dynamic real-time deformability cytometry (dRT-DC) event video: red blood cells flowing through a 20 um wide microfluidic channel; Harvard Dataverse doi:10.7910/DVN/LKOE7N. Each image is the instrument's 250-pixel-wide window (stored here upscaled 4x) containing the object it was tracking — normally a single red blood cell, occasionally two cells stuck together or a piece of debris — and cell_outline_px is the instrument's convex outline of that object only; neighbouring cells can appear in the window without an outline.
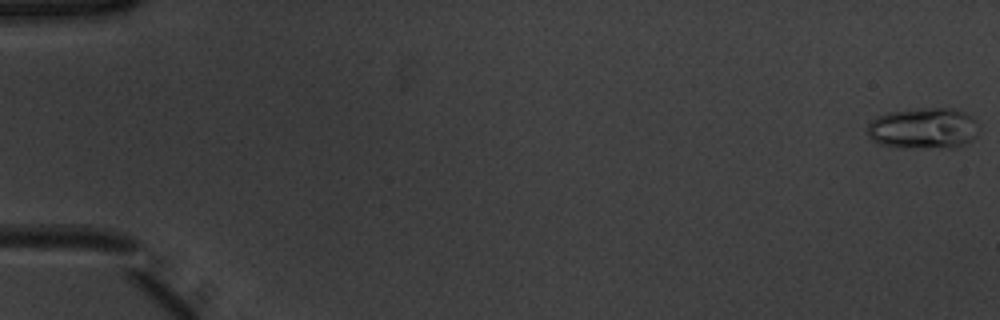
{"species": "common noctule bat (a hibernating species)", "species_latin": "Nyctalus noctula", "temperature_condition": "warm", "stored_images_in_passage": 13, "segment_of_instrument_passage": [1, 2], "camera_frame_rate_fps": 3000, "um_per_image_px": 0.085, "animal": {"sex": "male", "body_mass_g": 20.1, "forearm_length_mm": 53.5}, "frame": {"image": 1, "passage_image": 1, "time_ms": 0.0, "image_size_px": [1000, 320], "cell_outline_px": [[976, 136], [972, 140], [956, 148], [896, 148], [880, 144], [872, 140], [868, 136], [868, 124], [876, 116], [888, 112], [920, 108], [952, 108], [964, 112], [972, 116]], "centroid_in_image_um": [78.44, 10.93], "position_along_channel_um": 6.6, "area_um2": 26.88}}